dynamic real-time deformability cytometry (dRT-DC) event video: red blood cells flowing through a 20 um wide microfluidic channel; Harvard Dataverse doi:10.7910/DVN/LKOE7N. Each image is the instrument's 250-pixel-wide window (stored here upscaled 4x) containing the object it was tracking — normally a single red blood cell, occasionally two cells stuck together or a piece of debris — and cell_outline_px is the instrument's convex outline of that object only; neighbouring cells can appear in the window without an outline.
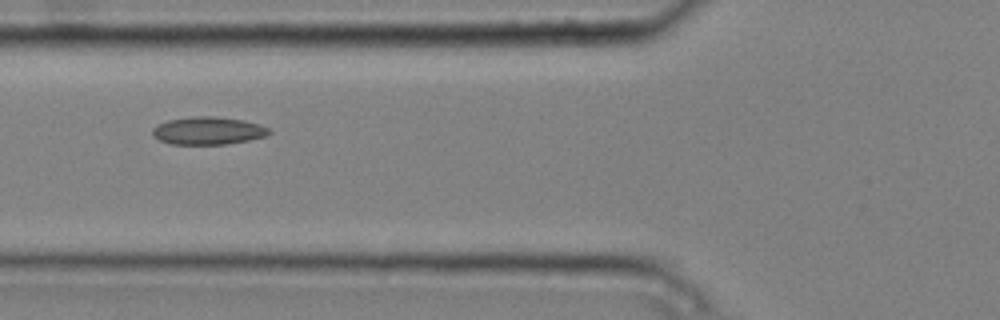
{"species": "common noctule bat (a hibernating species)", "species_latin": "Nyctalus noctula", "temperature_condition": "cold", "stored_images_in_passage": 8, "camera_frame_rate_fps": 3000, "um_per_image_px": 0.085, "animal": {"sex": "male", "body_mass_g": 20.4}, "frame": {"image": 1, "passage_image": 7, "time_ms": 2.0, "image_size_px": [1000, 320], "cell_outline_px": [[272, 132], [264, 136], [248, 140], [228, 144], [172, 144], [160, 140], [152, 136], [152, 128], [168, 120], [192, 116], [216, 116], [244, 120], [260, 124], [268, 128]], "centroid_in_image_um": [17.69, 11.1], "position_along_channel_um": 108.1, "area_um2": 18.84}}
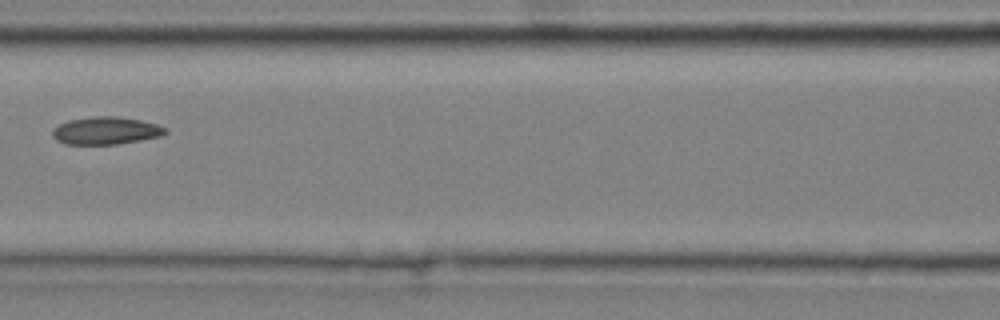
{"frame": {"image": 2, "passage_image": 8, "time_ms": 2.333, "image_size_px": [1000, 320], "cell_outline_px": [[168, 132], [160, 136], [140, 140], [116, 144], [64, 144], [56, 140], [52, 136], [52, 128], [68, 120], [96, 116], [116, 116], [140, 120], [156, 124], [168, 128]], "centroid_in_image_um": [8.98, 11.1], "position_along_channel_um": 157.6, "area_um2": 18.15}}